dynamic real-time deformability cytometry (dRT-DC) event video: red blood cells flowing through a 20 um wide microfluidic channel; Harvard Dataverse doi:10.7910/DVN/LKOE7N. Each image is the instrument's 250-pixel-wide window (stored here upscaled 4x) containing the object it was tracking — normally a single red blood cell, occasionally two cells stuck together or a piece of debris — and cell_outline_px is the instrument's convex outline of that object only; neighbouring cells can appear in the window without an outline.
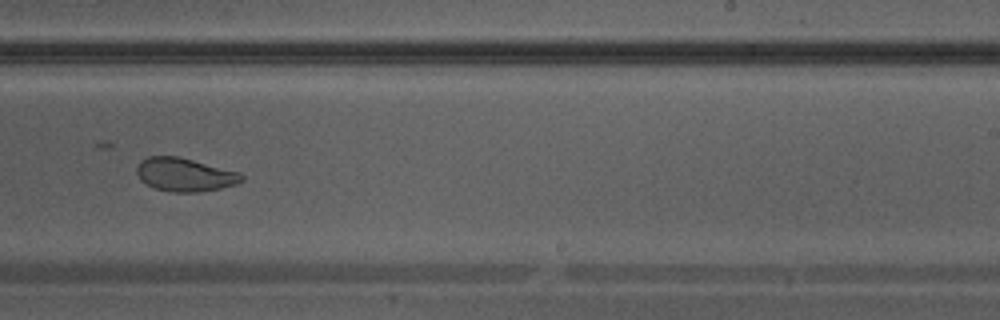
{"species": "Egyptian fruit bat (a non-hibernating species)", "species_latin": "Rousettus aegyptiacus", "temperature_condition": "warm", "stored_images_in_passage": 34, "camera_frame_rate_fps": 3000, "um_per_image_px": 0.085, "animal": {"sex": "male"}, "frame": {"image": 1, "passage_image": 20, "time_ms": 6.333, "image_size_px": [1000, 320], "cell_outline_px": [[244, 180], [236, 184], [220, 188], [200, 192], [168, 192], [156, 188], [140, 180], [136, 172], [136, 168], [140, 160], [148, 156], [180, 156], [240, 172], [244, 176]], "centroid_in_image_um": [15.71, 14.84], "position_along_channel_um": 273.3, "area_um2": 20.63}}